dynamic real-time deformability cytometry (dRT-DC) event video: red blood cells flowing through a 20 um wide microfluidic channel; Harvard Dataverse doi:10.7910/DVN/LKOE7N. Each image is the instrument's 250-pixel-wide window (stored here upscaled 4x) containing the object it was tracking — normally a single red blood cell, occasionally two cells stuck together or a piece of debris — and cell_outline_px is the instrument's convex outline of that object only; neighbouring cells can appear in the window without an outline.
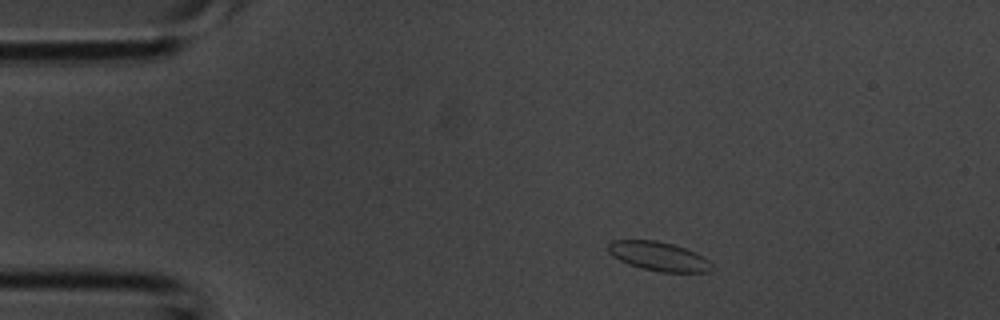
{"species": "common noctule bat (a hibernating species)", "species_latin": "Nyctalus noctula", "temperature_condition": "room temperature", "stored_images_in_passage": 2, "camera_frame_rate_fps": 3000, "um_per_image_px": 0.085, "animal": {"sex": "male", "body_mass_g": 20.1, "forearm_length_mm": 53.5}, "frame": {"image": 1, "passage_image": 1, "time_ms": 0.0, "image_size_px": [1000, 320], "cell_outline_px": [[712, 268], [708, 272], [660, 272], [640, 268], [628, 264], [612, 256], [608, 252], [608, 244], [612, 240], [656, 240], [672, 244], [696, 252], [708, 260]], "centroid_in_image_um": [55.95, 21.78], "position_along_channel_um": 29.0, "area_um2": 17.51}}